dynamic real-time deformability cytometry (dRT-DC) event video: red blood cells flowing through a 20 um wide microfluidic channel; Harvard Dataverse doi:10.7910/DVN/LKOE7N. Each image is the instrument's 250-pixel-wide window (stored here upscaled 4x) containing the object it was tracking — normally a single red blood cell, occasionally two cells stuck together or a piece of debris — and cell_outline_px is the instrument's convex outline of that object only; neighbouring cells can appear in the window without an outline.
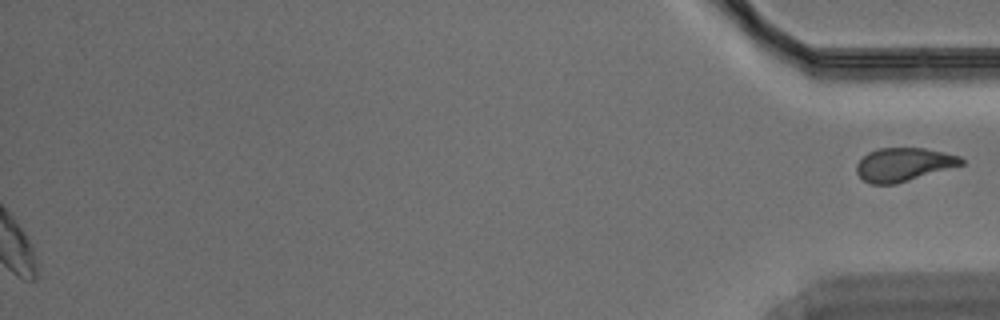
{"species": "Egyptian fruit bat (a non-hibernating species)", "species_latin": "Rousettus aegyptiacus", "temperature_condition": "warm", "stored_images_in_passage": 51, "segment_of_instrument_passage": [2, 2], "camera_frame_rate_fps": 3000, "um_per_image_px": 0.085, "animal": {"sex": "male"}, "frame": {"image": 1, "passage_image": 51, "time_ms": 16.667, "image_size_px": [1000, 320], "cell_outline_px": [[964, 164], [896, 184], [872, 184], [864, 180], [856, 172], [856, 164], [868, 152], [880, 148], [924, 148], [944, 152], [960, 156], [964, 160]], "centroid_in_image_um": [76.81, 13.98], "position_along_channel_um": 358.4, "area_um2": 20.29}}